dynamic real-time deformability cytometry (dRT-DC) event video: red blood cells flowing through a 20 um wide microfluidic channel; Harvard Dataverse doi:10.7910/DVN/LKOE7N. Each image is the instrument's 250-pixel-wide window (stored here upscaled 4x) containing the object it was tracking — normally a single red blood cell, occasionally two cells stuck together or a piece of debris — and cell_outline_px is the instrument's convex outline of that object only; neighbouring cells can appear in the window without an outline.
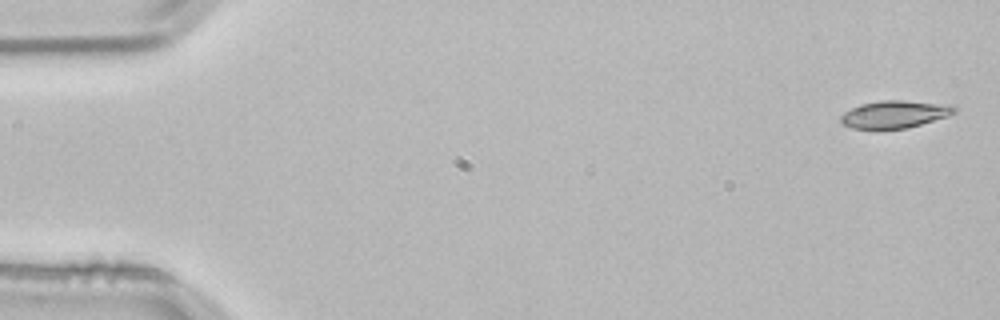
{"species": "common noctule bat (a hibernating species)", "species_latin": "Nyctalus noctula", "temperature_condition": "room temperature", "stored_images_in_passage": 4, "camera_frame_rate_fps": 3000, "um_per_image_px": 0.085, "animal": {"sex": "male", "body_mass_g": 21.5, "forearm_length_mm": 52.0}, "frame": {"image": 1, "passage_image": 1, "time_ms": 0.0, "image_size_px": [1000, 320], "cell_outline_px": [[956, 112], [948, 116], [908, 128], [852, 128], [844, 124], [840, 120], [840, 116], [844, 112], [860, 104], [880, 100], [904, 100], [936, 104], [956, 108]], "centroid_in_image_um": [75.99, 9.71], "position_along_channel_um": 9.0, "area_um2": 17.69}}
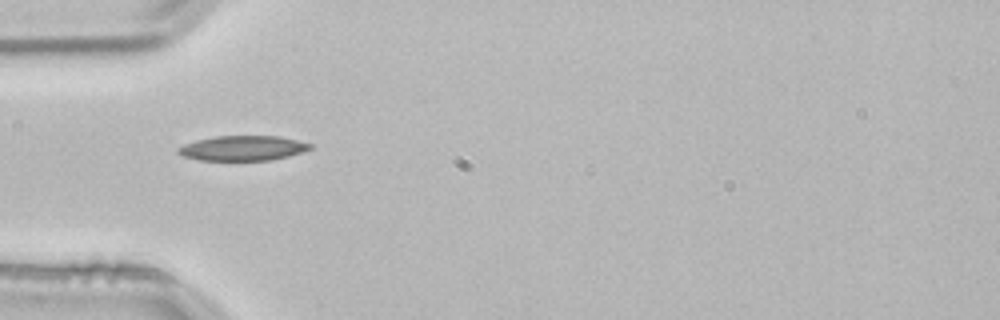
{"frame": {"image": 2, "passage_image": 4, "time_ms": 1.0, "image_size_px": [1000, 320], "cell_outline_px": [[312, 148], [288, 156], [272, 160], [196, 160], [184, 156], [176, 152], [176, 148], [184, 144], [196, 140], [216, 136], [280, 136], [312, 144]], "centroid_in_image_um": [20.59, 12.59], "position_along_channel_um": 64.4, "area_um2": 19.13}}